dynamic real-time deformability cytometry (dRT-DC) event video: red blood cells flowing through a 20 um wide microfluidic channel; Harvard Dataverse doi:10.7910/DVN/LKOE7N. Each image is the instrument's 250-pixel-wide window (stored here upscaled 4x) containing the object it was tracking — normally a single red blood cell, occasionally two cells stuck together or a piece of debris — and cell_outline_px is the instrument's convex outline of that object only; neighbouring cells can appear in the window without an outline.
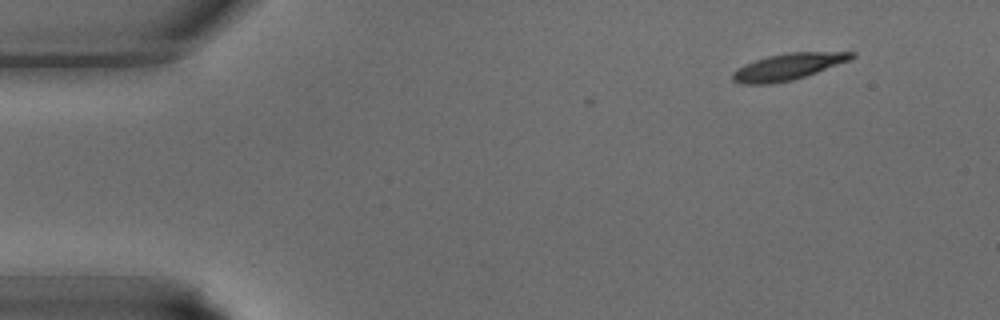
{"species": "common noctule bat (a hibernating species)", "species_latin": "Nyctalus noctula", "temperature_condition": "warm", "stored_images_in_passage": 3, "camera_frame_rate_fps": 3000, "um_per_image_px": 0.085, "animal": {"sex": "male", "body_mass_g": 15.6}, "frame": {"image": 1, "passage_image": 3, "time_ms": 0.667, "image_size_px": [1000, 320], "cell_outline_px": [[856, 56], [848, 60], [816, 72], [792, 80], [772, 84], [744, 84], [732, 80], [732, 72], [736, 68], [744, 64], [768, 56], [788, 52], [856, 52]], "centroid_in_image_um": [66.92, 5.67], "position_along_channel_um": 18.1, "area_um2": 18.15}}